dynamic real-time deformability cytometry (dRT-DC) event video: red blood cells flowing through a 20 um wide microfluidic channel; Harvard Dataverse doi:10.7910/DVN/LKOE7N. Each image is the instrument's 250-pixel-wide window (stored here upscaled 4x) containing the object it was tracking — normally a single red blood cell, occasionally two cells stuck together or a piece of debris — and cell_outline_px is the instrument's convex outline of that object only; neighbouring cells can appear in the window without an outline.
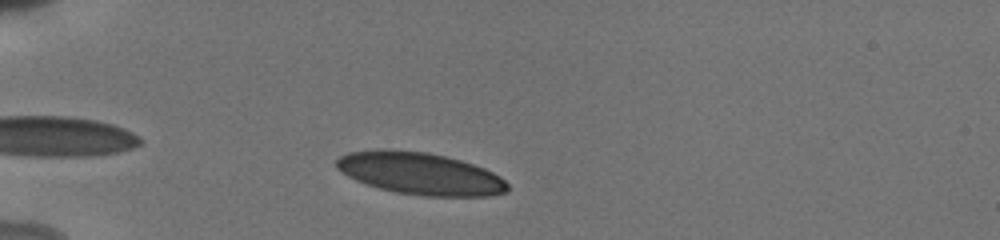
{"species": "human", "species_latin": "Homo sapiens", "temperature_condition": "cold", "stored_images_in_passage": 41, "camera_frame_rate_fps": 3000, "um_per_image_px": 0.085, "donor": {"sex": "male"}, "frame": {"image": 1, "passage_image": 6, "time_ms": 1.667, "image_size_px": [1000, 240], "cell_outline_px": [[508, 192], [488, 196], [424, 196], [396, 192], [364, 184], [348, 176], [336, 168], [336, 160], [340, 156], [348, 152], [376, 148], [388, 148], [428, 152], [460, 160], [484, 168], [500, 176], [508, 184]], "centroid_in_image_um": [35.68, 14.73], "position_along_channel_um": 49.3, "area_um2": 42.31}}
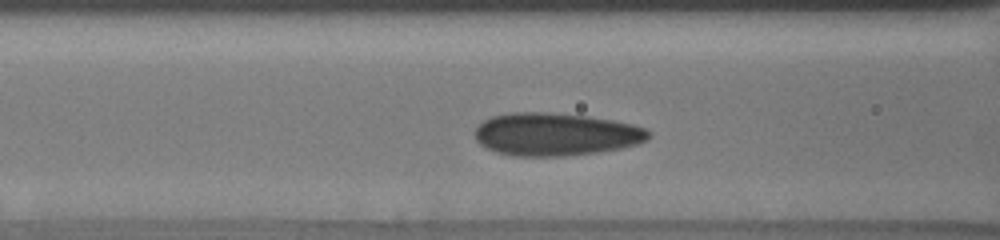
{"frame": {"image": 2, "passage_image": 14, "time_ms": 4.333, "image_size_px": [1000, 240], "cell_outline_px": [[652, 136], [636, 144], [620, 148], [596, 152], [564, 156], [512, 156], [496, 152], [480, 144], [476, 140], [472, 132], [484, 120], [492, 116], [512, 112], [548, 112], [588, 116], [612, 120], [632, 124], [644, 128], [652, 132]], "centroid_in_image_um": [47.2, 11.41], "position_along_channel_um": 119.4, "area_um2": 43.41}}
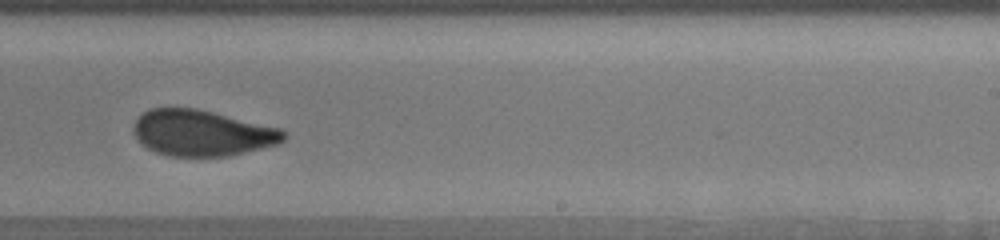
{"frame": {"image": 3, "passage_image": 26, "time_ms": 8.333, "image_size_px": [1000, 240], "cell_outline_px": [[288, 136], [280, 144], [228, 156], [168, 156], [156, 152], [148, 148], [132, 132], [132, 128], [136, 120], [148, 108], [196, 108], [280, 128]], "centroid_in_image_um": [17.19, 11.31], "position_along_channel_um": 271.8, "area_um2": 40.11}, "authors_computed_cell_mechanics": {"area_um2": 40.9802, "velocity_mm_per_s": 3.8244, "shape_relaxation_time_tau1_ms": 7.7405, "shape_relaxation_time_tau2_ms": 0.6848, "deformation_change_tau1": 0.1586, "deformation_change_tau2": 0.049}}